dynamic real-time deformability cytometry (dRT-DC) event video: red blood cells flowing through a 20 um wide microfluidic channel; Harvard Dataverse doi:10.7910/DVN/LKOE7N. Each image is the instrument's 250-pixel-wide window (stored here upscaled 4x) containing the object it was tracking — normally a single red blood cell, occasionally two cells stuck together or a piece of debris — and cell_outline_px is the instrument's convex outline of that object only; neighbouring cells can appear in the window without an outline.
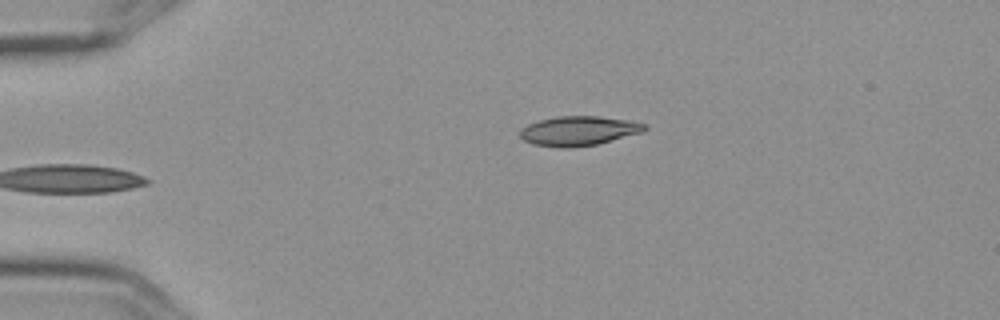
{"species": "Egyptian fruit bat (a non-hibernating species)", "species_latin": "Rousettus aegyptiacus", "temperature_condition": "cold", "stored_images_in_passage": 3, "camera_frame_rate_fps": 3000, "um_per_image_px": 0.085, "frame": {"image": 1, "passage_image": 3, "time_ms": 0.667, "image_size_px": [1000, 320], "cell_outline_px": [[648, 128], [644, 132], [596, 144], [568, 148], [560, 148], [532, 144], [524, 140], [520, 136], [520, 128], [528, 124], [540, 120], [560, 116], [596, 116], [624, 120], [644, 124]], "centroid_in_image_um": [49.15, 11.13], "position_along_channel_um": 35.9, "area_um2": 21.21}}